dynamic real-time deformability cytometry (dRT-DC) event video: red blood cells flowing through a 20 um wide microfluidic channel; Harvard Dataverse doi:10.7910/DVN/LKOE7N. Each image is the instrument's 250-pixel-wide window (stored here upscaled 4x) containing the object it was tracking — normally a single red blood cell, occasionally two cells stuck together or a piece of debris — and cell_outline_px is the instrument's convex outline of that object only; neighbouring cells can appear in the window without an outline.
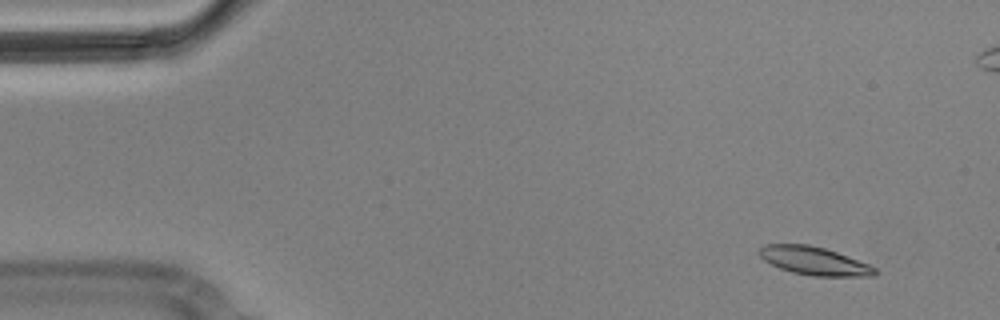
{"species": "Egyptian fruit bat (a non-hibernating species)", "species_latin": "Rousettus aegyptiacus", "temperature_condition": "cold", "stored_images_in_passage": 13, "camera_frame_rate_fps": 3000, "um_per_image_px": 0.085, "animal": {"sex": "male"}, "frame": {"image": 1, "passage_image": 1, "time_ms": 0.0, "image_size_px": [1000, 320], "cell_outline_px": [[880, 272], [876, 276], [812, 276], [792, 272], [780, 268], [764, 260], [756, 252], [764, 244], [808, 244], [824, 248], [848, 256], [868, 264], [876, 268]], "centroid_in_image_um": [69.21, 22.18], "position_along_channel_um": 15.8, "area_um2": 19.07}}